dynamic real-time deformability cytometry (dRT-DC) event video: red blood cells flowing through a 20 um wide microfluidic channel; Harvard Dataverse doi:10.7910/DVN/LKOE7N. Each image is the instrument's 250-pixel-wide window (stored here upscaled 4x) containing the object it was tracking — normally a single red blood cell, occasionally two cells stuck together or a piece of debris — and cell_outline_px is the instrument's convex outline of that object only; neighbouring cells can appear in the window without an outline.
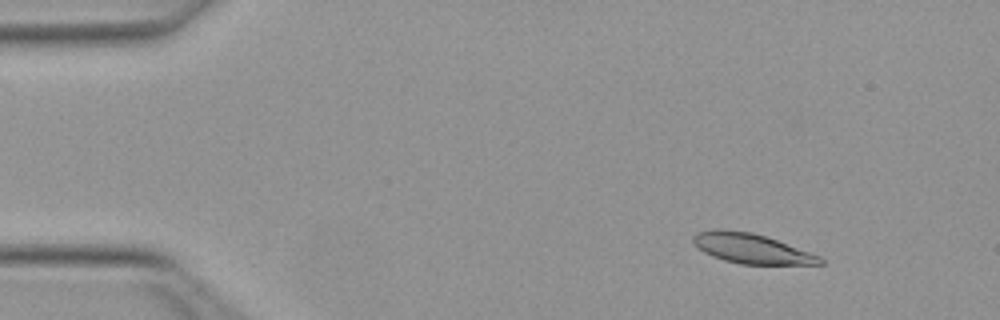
{"species": "Egyptian fruit bat (a non-hibernating species)", "species_latin": "Rousettus aegyptiacus", "temperature_condition": "warm", "stored_images_in_passage": 52, "camera_frame_rate_fps": 3000, "um_per_image_px": 0.085, "animal": {"sex": "female"}, "frame": {"image": 1, "passage_image": 6, "time_ms": 1.667, "image_size_px": [1000, 320], "cell_outline_px": [[824, 264], [740, 264], [724, 260], [712, 256], [704, 252], [692, 240], [692, 236], [696, 232], [712, 228], [724, 228], [752, 232], [768, 236], [820, 256], [824, 260]], "centroid_in_image_um": [63.85, 21.09], "position_along_channel_um": 21.1, "area_um2": 22.31}}
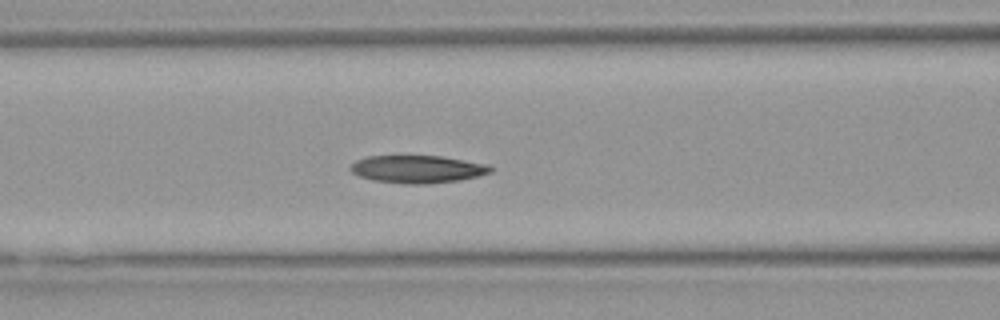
{"frame": {"image": 2, "passage_image": 21, "time_ms": 6.667, "image_size_px": [1000, 320], "cell_outline_px": [[496, 168], [492, 172], [460, 180], [424, 184], [404, 184], [372, 180], [360, 176], [352, 172], [348, 168], [356, 160], [368, 156], [400, 152], [440, 156], [492, 164]], "centroid_in_image_um": [35.48, 14.32], "position_along_channel_um": 131.1, "area_um2": 23.81}}
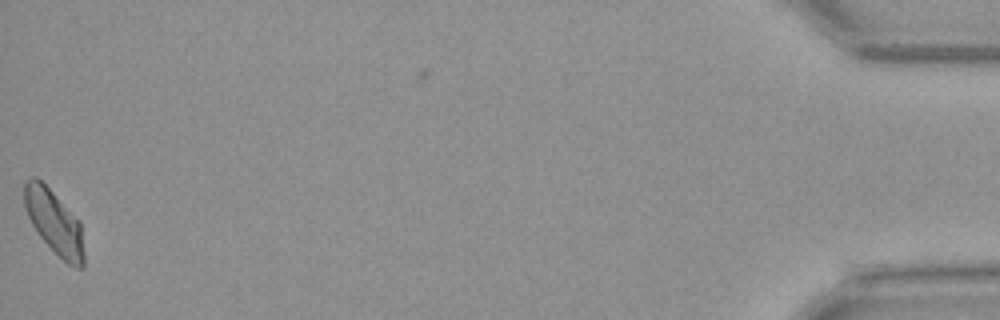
{"frame": {"image": 3, "passage_image": 51, "time_ms": 16.667, "image_size_px": [1000, 320], "cell_outline_px": [[84, 268], [76, 268], [68, 264], [40, 236], [32, 224], [28, 216], [24, 204], [24, 180], [28, 176], [36, 176], [80, 220], [84, 252]], "centroid_in_image_um": [4.61, 18.86], "position_along_channel_um": 430.6, "area_um2": 22.08}, "authors_computed_cell_mechanics": {"area_um2": 22.4264, "velocity_mm_per_s": 3.9941, "shape_relaxation_time_tau1_ms": null, "shape_relaxation_time_tau2_ms": 9.2552, "deformation_change_tau1": null, "deformation_change_tau2": 0.1767}}